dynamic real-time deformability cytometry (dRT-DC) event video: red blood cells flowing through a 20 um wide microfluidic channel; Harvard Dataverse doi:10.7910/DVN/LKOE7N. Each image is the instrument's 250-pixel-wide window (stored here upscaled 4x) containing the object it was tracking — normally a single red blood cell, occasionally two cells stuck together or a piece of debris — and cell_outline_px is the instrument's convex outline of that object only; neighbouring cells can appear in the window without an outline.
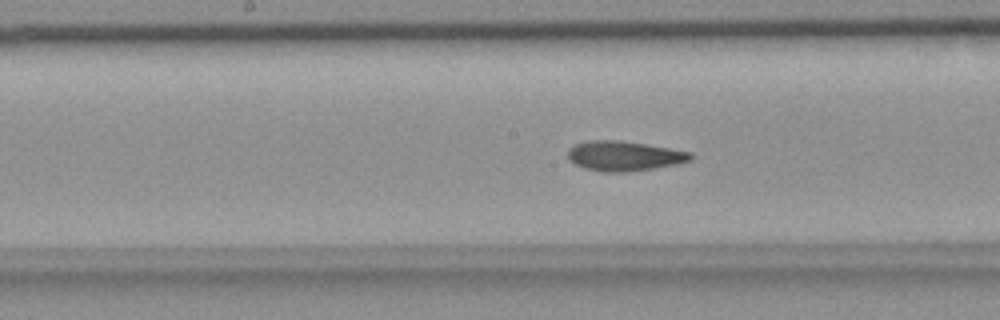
{"species": "common noctule bat (a hibernating species)", "species_latin": "Nyctalus noctula", "temperature_condition": "room temperature", "stored_images_in_passage": 39, "camera_frame_rate_fps": 3000, "um_per_image_px": 0.085, "animal": {"sex": "female", "body_mass_g": 18.4}, "frame": {"image": 1, "passage_image": 12, "time_ms": 3.667, "image_size_px": [1000, 320], "cell_outline_px": [[692, 160], [676, 164], [628, 172], [600, 172], [584, 168], [568, 160], [568, 148], [576, 144], [592, 140], [620, 140], [692, 152]], "centroid_in_image_um": [53.03, 13.26], "position_along_channel_um": 195.2, "area_um2": 21.27}}
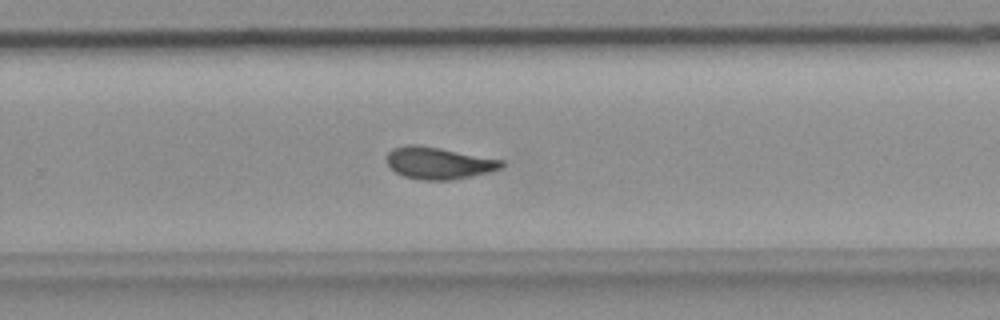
{"frame": {"image": 2, "passage_image": 20, "time_ms": 6.333, "image_size_px": [1000, 320], "cell_outline_px": [[504, 164], [500, 168], [488, 172], [472, 176], [452, 180], [424, 180], [404, 176], [396, 172], [388, 164], [388, 152], [392, 148], [408, 144], [416, 144], [440, 148], [504, 160]], "centroid_in_image_um": [37.29, 13.85], "position_along_channel_um": 292.5, "area_um2": 21.21}}
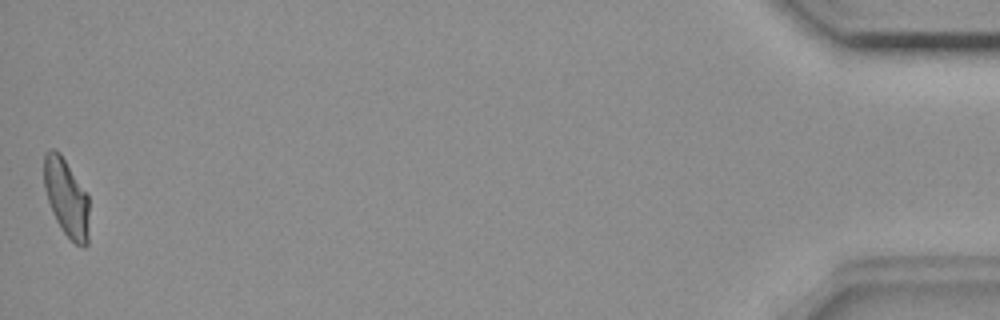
{"frame": {"image": 3, "passage_image": 39, "time_ms": 12.667, "image_size_px": [1000, 320], "cell_outline_px": [[88, 244], [84, 248], [76, 244], [60, 228], [52, 212], [44, 188], [44, 152], [52, 148], [56, 148], [60, 152], [88, 196]], "centroid_in_image_um": [5.63, 16.79], "position_along_channel_um": 429.6, "area_um2": 20.4}, "authors_computed_cell_mechanics": {"area_um2": 20.9814, "velocity_mm_per_s": 3.6612, "shape_relaxation_time_tau1_ms": null, "shape_relaxation_time_tau2_ms": 3.6567, "deformation_change_tau1": null, "deformation_change_tau2": 0.1061}}